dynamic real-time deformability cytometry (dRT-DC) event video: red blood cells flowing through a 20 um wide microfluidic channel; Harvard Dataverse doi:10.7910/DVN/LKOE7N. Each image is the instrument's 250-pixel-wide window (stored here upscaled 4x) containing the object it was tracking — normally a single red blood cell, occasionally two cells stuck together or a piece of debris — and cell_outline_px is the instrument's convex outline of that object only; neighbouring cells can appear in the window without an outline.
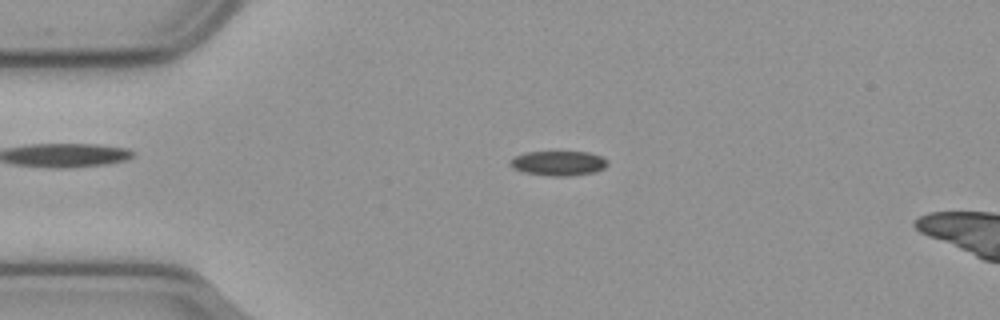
{"species": "common noctule bat (a hibernating species)", "species_latin": "Nyctalus noctula", "temperature_condition": "cold", "stored_images_in_passage": 17, "camera_frame_rate_fps": 3000, "um_per_image_px": 0.085, "animal": {"sex": "male", "body_mass_g": 23.1, "forearm_length_mm": 52.7}, "frame": {"image": 1, "passage_image": 12, "time_ms": 3.667, "image_size_px": [1000, 320], "cell_outline_px": [[608, 164], [604, 168], [596, 172], [572, 176], [548, 176], [524, 172], [512, 168], [508, 164], [516, 156], [528, 152], [588, 152], [600, 156], [608, 160]], "centroid_in_image_um": [47.49, 13.89], "position_along_channel_um": 37.5, "area_um2": 14.05}}